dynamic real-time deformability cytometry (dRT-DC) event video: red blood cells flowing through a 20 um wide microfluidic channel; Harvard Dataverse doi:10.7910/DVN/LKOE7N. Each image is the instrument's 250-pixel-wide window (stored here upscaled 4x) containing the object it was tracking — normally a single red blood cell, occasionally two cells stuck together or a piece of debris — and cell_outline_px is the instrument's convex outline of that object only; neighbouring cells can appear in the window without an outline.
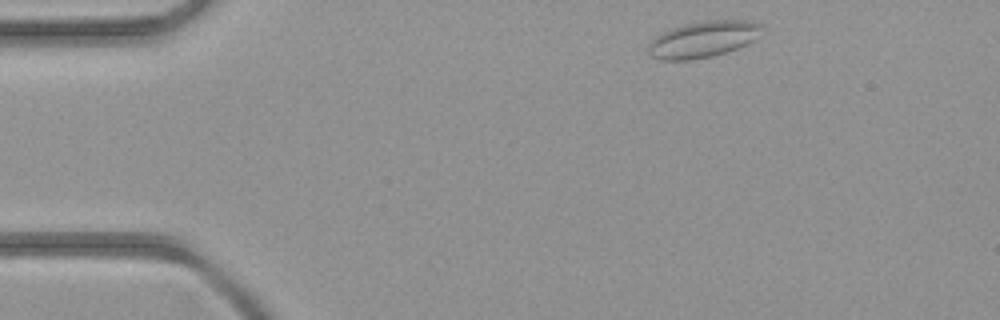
{"species": "common noctule bat (a hibernating species)", "species_latin": "Nyctalus noctula", "temperature_condition": "room temperature", "stored_images_in_passage": 40, "camera_frame_rate_fps": 3000, "um_per_image_px": 0.085, "animal": {"sex": "female", "body_mass_g": 21.9}, "frame": {"image": 1, "passage_image": 2, "time_ms": 0.333, "image_size_px": [1000, 320], "cell_outline_px": [[760, 24], [752, 40], [736, 48], [712, 56], [692, 60], [660, 60], [652, 56], [648, 52], [648, 44], [656, 36], [672, 28], [684, 24], [704, 20], [748, 20]], "centroid_in_image_um": [59.66, 3.34], "position_along_channel_um": 25.3, "area_um2": 23.41}}
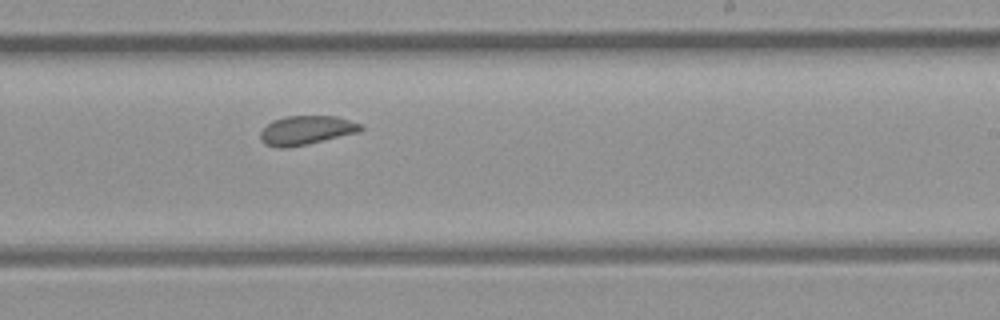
{"frame": {"image": 2, "passage_image": 22, "time_ms": 7.0, "image_size_px": [1000, 320], "cell_outline_px": [[364, 128], [360, 132], [308, 144], [288, 148], [280, 148], [264, 144], [260, 140], [260, 132], [272, 120], [284, 116], [336, 116], [360, 124]], "centroid_in_image_um": [26.01, 11.08], "position_along_channel_um": 263.0, "area_um2": 17.05}}
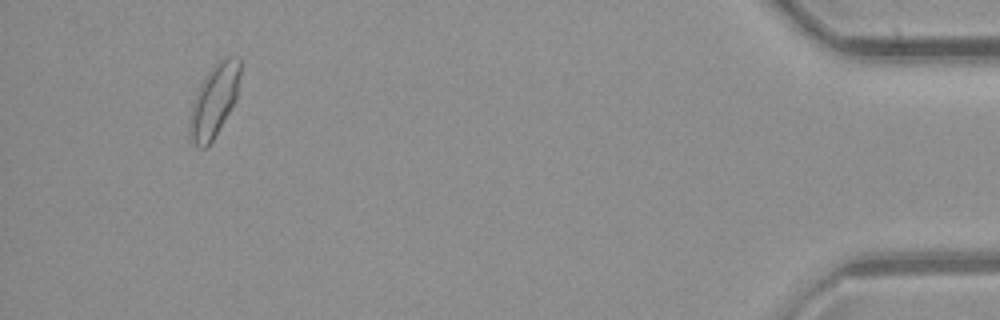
{"frame": {"image": 3, "passage_image": 37, "time_ms": 12.0, "image_size_px": [1000, 320], "cell_outline_px": [[240, 76], [236, 96], [228, 112], [212, 140], [204, 148], [200, 148], [188, 136], [188, 120], [192, 104], [196, 92], [200, 84], [208, 72], [224, 56], [240, 56]], "centroid_in_image_um": [18.17, 8.53], "position_along_channel_um": 417.0, "area_um2": 20.98}}